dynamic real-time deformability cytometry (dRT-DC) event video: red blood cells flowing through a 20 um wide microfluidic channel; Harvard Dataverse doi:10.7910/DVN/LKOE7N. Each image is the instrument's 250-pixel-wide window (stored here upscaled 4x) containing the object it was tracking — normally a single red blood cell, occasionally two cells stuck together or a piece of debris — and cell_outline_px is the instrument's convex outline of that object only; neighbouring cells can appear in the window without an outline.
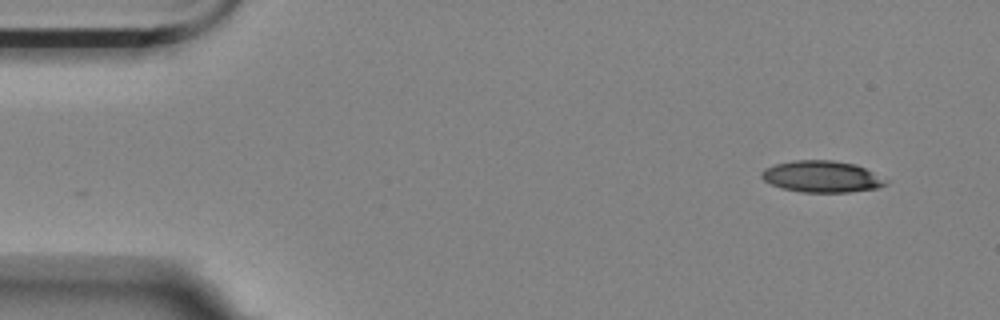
{"species": "Egyptian fruit bat (a non-hibernating species)", "species_latin": "Rousettus aegyptiacus", "temperature_condition": "room temperature", "stored_images_in_passage": 2, "camera_frame_rate_fps": 3000, "um_per_image_px": 0.085, "animal": {"sex": "female"}, "frame": {"image": 1, "passage_image": 2, "time_ms": 1.333, "image_size_px": [1000, 320], "cell_outline_px": [[888, 184], [880, 188], [848, 192], [800, 192], [780, 188], [764, 180], [760, 176], [760, 172], [764, 168], [776, 164], [792, 160], [832, 160], [856, 164], [888, 180]], "centroid_in_image_um": [69.85, 15.01], "position_along_channel_um": 15.2, "area_um2": 23.0}}